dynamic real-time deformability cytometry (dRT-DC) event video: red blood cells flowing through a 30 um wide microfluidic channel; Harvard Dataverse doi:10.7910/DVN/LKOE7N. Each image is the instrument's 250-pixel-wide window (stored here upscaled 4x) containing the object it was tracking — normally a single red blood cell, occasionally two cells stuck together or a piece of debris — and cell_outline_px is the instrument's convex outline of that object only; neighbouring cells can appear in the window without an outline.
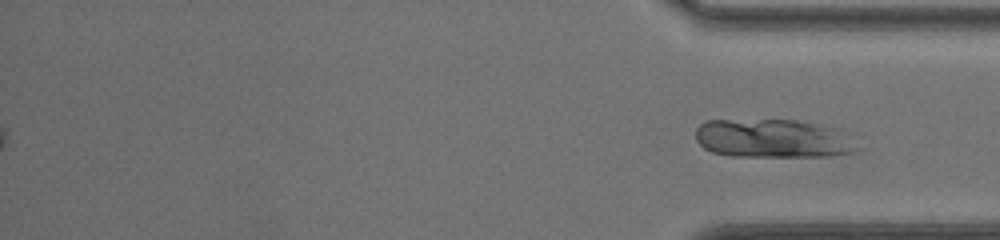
{"species": "common noctule bat (a hibernating species)", "species_latin": "Nyctalus noctula", "temperature_condition": "room temperature", "stored_images_in_passage": 56, "segment_of_instrument_passage": [2, 2], "camera_frame_rate_fps": 3000, "um_per_image_px": 0.085, "animal": {"sex": "female", "body_mass_g": 20.0, "forearm_length_mm": 54.0}, "frame": {"image": 1, "passage_image": 56, "time_ms": 18.333, "image_size_px": [1000, 240], "cell_outline_px": [[864, 148], [860, 152], [832, 156], [728, 156], [712, 152], [704, 148], [696, 140], [696, 128], [704, 120], [796, 120], [844, 128]], "centroid_in_image_um": [65.87, 11.77], "position_along_channel_um": 369.3, "area_um2": 37.63}}